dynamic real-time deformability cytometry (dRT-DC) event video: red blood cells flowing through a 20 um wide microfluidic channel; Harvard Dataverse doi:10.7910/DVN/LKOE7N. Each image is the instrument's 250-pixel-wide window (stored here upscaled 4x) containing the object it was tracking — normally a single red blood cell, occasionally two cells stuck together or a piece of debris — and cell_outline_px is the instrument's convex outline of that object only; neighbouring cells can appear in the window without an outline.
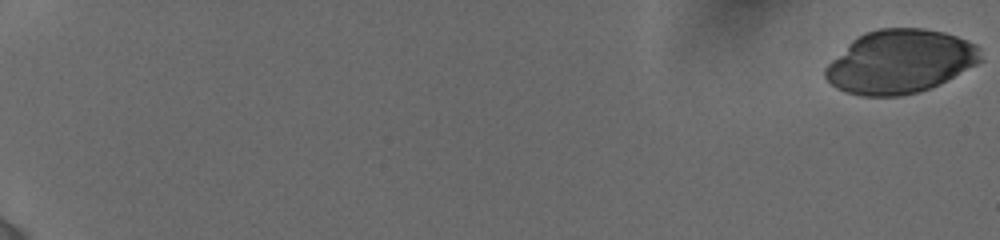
{"species": "human", "species_latin": "Homo sapiens", "temperature_condition": "cold", "stored_images_in_passage": 15, "camera_frame_rate_fps": 3000, "um_per_image_px": 0.085, "donor": {"sex": "female"}, "frame": {"image": 1, "passage_image": 1, "time_ms": 0.0, "image_size_px": [1000, 240], "cell_outline_px": [[984, 60], [940, 84], [916, 92], [900, 96], [860, 96], [844, 92], [836, 88], [824, 76], [824, 68], [856, 36], [864, 32], [880, 28], [924, 28], [944, 32], [968, 40], [976, 44], [980, 48]], "centroid_in_image_um": [76.51, 5.23], "position_along_channel_um": 8.5, "area_um2": 57.68}}
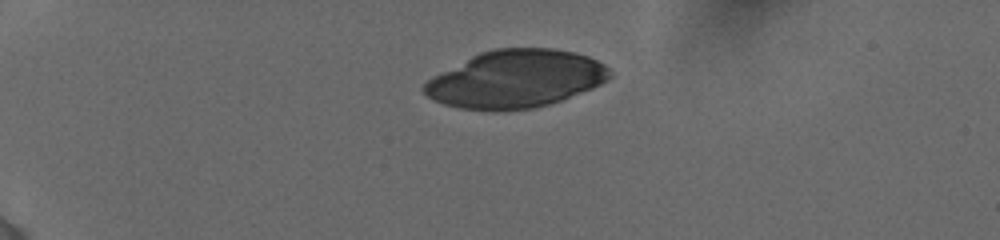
{"frame": {"image": 2, "passage_image": 13, "time_ms": 5.0, "image_size_px": [1000, 240], "cell_outline_px": [[612, 76], [608, 80], [592, 88], [560, 100], [548, 104], [532, 108], [492, 112], [460, 108], [444, 104], [432, 100], [420, 88], [432, 76], [480, 52], [496, 48], [552, 48], [576, 52], [588, 56], [604, 64], [612, 72]], "centroid_in_image_um": [43.82, 6.72], "position_along_channel_um": 41.2, "area_um2": 62.54}}